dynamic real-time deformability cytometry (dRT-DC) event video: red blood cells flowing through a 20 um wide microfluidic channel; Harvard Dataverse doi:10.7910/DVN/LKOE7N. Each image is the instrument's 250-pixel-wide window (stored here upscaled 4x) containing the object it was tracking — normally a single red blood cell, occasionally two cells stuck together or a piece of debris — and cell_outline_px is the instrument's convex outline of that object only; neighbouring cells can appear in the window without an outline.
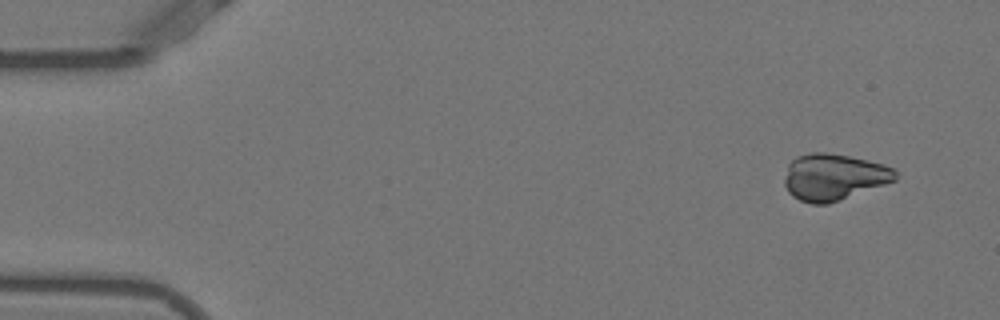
{"species": "Egyptian fruit bat (a non-hibernating species)", "species_latin": "Rousettus aegyptiacus", "temperature_condition": "warm", "stored_images_in_passage": 49, "camera_frame_rate_fps": 3000, "um_per_image_px": 0.085, "animal": {"sex": "female"}, "frame": {"image": 1, "passage_image": 1, "time_ms": 0.0, "image_size_px": [1000, 320], "cell_outline_px": [[896, 180], [828, 204], [812, 204], [800, 200], [792, 196], [788, 192], [784, 184], [784, 180], [788, 164], [796, 156], [812, 152], [824, 152], [848, 156], [868, 160], [884, 164], [892, 168], [896, 172]], "centroid_in_image_um": [70.84, 15.04], "position_along_channel_um": 14.2, "area_um2": 29.94}}
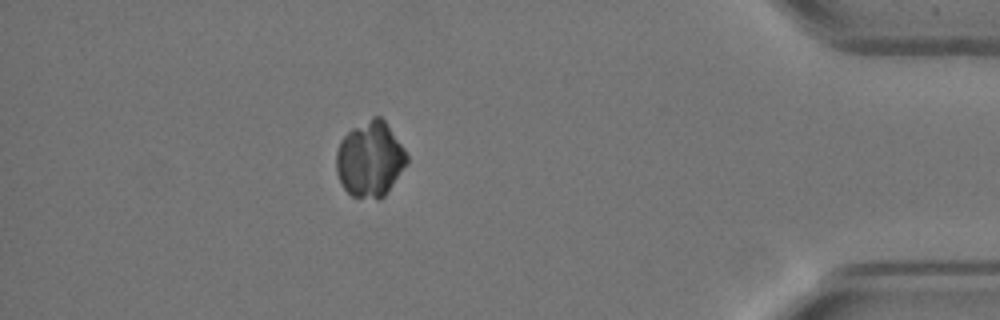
{"frame": {"image": 2, "passage_image": 43, "time_ms": 14.0, "image_size_px": [1000, 320], "cell_outline_px": [[408, 164], [384, 196], [380, 200], [376, 200], [352, 196], [344, 188], [336, 172], [336, 152], [340, 140], [352, 128], [372, 116], [380, 116], [384, 120], [404, 148], [408, 156]], "centroid_in_image_um": [31.46, 13.54], "position_along_channel_um": 403.7, "area_um2": 31.21}}